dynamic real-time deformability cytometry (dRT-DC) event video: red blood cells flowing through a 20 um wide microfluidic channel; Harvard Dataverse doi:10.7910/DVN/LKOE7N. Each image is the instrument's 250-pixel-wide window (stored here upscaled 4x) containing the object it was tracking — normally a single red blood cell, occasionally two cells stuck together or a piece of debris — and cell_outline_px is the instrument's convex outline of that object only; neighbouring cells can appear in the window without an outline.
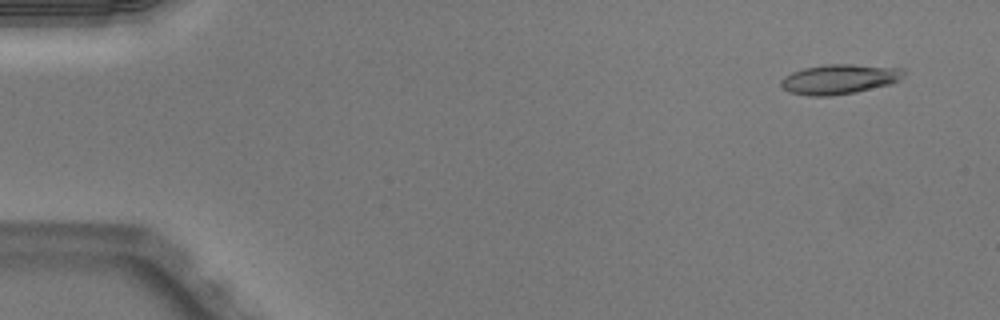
{"species": "Egyptian fruit bat (a non-hibernating species)", "species_latin": "Rousettus aegyptiacus", "temperature_condition": "warm", "stored_images_in_passage": 12, "camera_frame_rate_fps": 3000, "um_per_image_px": 0.085, "animal": {"sex": "male"}, "frame": {"image": 1, "passage_image": 4, "time_ms": 1.0, "image_size_px": [1000, 320], "cell_outline_px": [[908, 72], [904, 76], [892, 84], [856, 92], [832, 96], [808, 96], [788, 92], [780, 84], [780, 80], [784, 76], [792, 72], [804, 68], [824, 64], [852, 64], [904, 68]], "centroid_in_image_um": [71.37, 6.73], "position_along_channel_um": 13.6, "area_um2": 21.68}}